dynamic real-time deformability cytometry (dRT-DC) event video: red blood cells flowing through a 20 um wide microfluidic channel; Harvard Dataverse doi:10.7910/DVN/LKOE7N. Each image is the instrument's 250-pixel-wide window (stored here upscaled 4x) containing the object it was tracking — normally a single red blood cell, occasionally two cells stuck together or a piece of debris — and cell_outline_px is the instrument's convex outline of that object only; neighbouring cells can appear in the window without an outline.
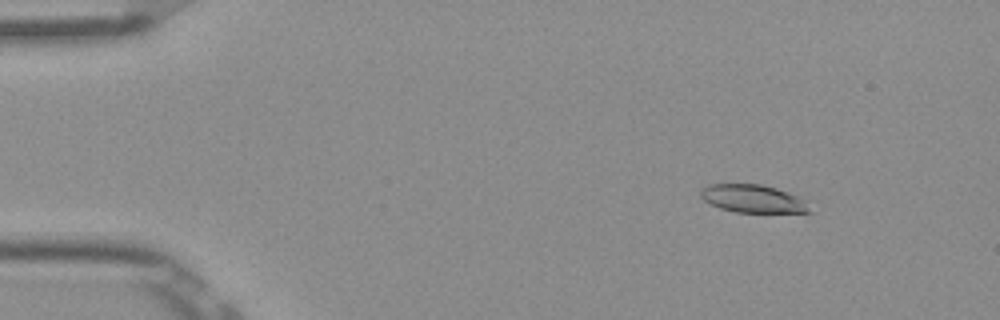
{"species": "Egyptian fruit bat (a non-hibernating species)", "species_latin": "Rousettus aegyptiacus", "temperature_condition": "room temperature", "stored_images_in_passage": 49, "camera_frame_rate_fps": 3000, "um_per_image_px": 0.085, "frame": {"image": 1, "passage_image": 3, "time_ms": 0.667, "image_size_px": [1000, 320], "cell_outline_px": [[812, 212], [736, 212], [720, 208], [704, 200], [700, 196], [700, 188], [708, 184], [760, 184], [776, 188], [800, 196], [804, 200]], "centroid_in_image_um": [63.98, 16.88], "position_along_channel_um": 21.0, "area_um2": 17.69}}
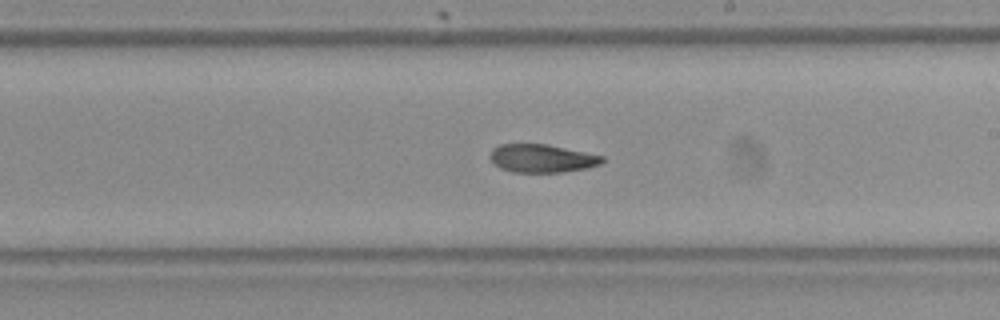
{"frame": {"image": 2, "passage_image": 27, "time_ms": 8.667, "image_size_px": [1000, 320], "cell_outline_px": [[604, 160], [600, 164], [588, 168], [560, 172], [512, 172], [500, 168], [488, 156], [492, 148], [500, 144], [548, 144], [604, 156]], "centroid_in_image_um": [46.05, 13.45], "position_along_channel_um": 242.9, "area_um2": 18.44}}
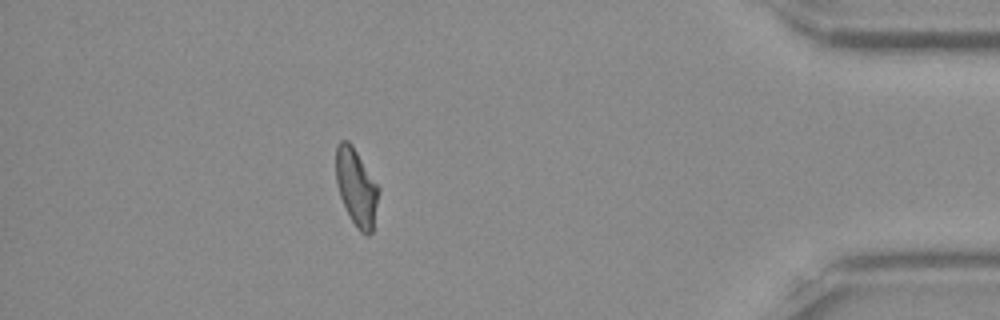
{"frame": {"image": 3, "passage_image": 43, "time_ms": 14.0, "image_size_px": [1000, 320], "cell_outline_px": [[380, 192], [372, 232], [368, 236], [364, 236], [356, 228], [340, 196], [336, 184], [336, 148], [340, 140], [348, 140], [352, 144], [380, 188]], "centroid_in_image_um": [30.31, 15.93], "position_along_channel_um": 404.9, "area_um2": 19.31}, "authors_computed_cell_mechanics": {"area_um2": 19.363, "velocity_mm_per_s": 3.8896, "shape_relaxation_time_tau1_ms": null, "shape_relaxation_time_tau2_ms": 6.257, "deformation_change_tau1": null, "deformation_change_tau2": 0.1444}}